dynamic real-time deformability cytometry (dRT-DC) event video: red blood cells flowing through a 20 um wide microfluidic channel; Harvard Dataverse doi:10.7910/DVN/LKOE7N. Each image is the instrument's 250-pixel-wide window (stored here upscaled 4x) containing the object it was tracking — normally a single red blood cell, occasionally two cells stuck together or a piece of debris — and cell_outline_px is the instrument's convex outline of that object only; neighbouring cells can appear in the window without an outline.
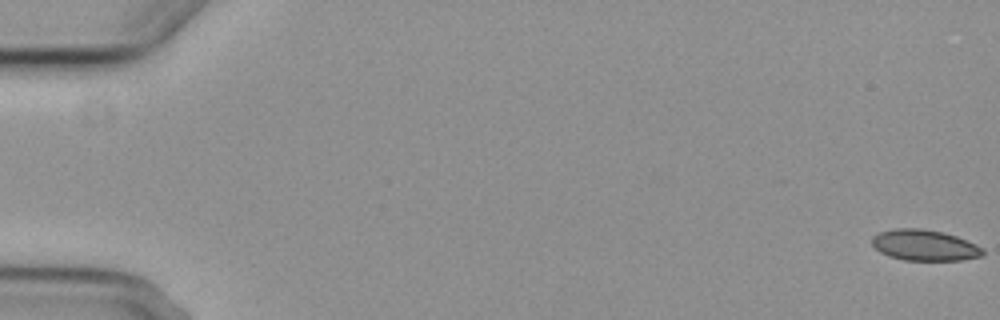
{"species": "common noctule bat (a hibernating species)", "species_latin": "Nyctalus noctula", "temperature_condition": "cold", "stored_images_in_passage": 6, "segment_of_instrument_passage": [1, 2], "camera_frame_rate_fps": 3000, "um_per_image_px": 0.085, "animal": {"sex": "female", "body_mass_g": 29.2, "forearm_length_mm": 56.3}, "frame": {"image": 1, "passage_image": 1, "time_ms": 0.0, "image_size_px": [1000, 320], "cell_outline_px": [[984, 256], [964, 260], [904, 260], [888, 256], [880, 252], [872, 244], [872, 236], [880, 232], [896, 228], [920, 228], [944, 232], [956, 236], [976, 244], [984, 248]], "centroid_in_image_um": [78.61, 20.85], "position_along_channel_um": 6.4, "area_um2": 20.11}}
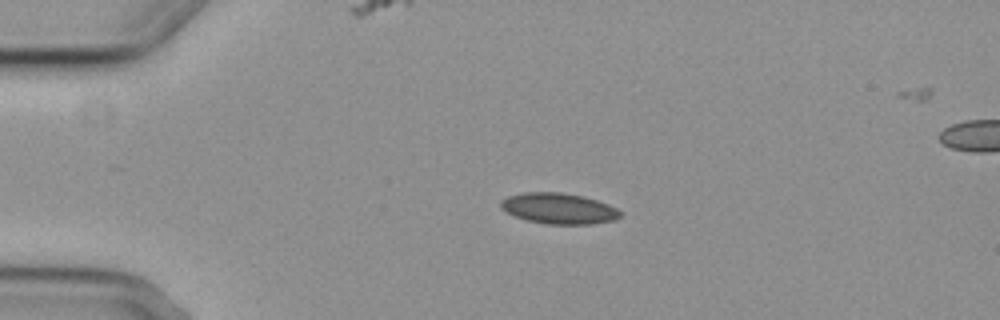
{"frame": {"image": 2, "passage_image": 4, "time_ms": 4.333, "image_size_px": [1000, 320], "cell_outline_px": [[624, 212], [616, 220], [592, 224], [548, 224], [528, 220], [504, 212], [500, 208], [500, 200], [508, 196], [524, 192], [560, 192], [584, 196], [608, 204]], "centroid_in_image_um": [47.5, 17.72], "position_along_channel_um": 37.5, "area_um2": 21.62}}